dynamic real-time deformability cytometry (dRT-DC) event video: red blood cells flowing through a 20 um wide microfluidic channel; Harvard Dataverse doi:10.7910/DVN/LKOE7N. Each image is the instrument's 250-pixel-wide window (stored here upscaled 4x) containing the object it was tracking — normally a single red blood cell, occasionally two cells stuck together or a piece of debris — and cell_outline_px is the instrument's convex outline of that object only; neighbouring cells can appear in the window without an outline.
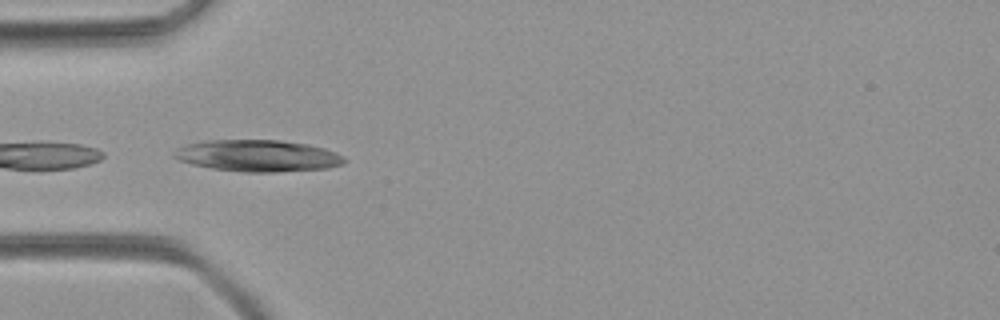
{"species": "common noctule bat (a hibernating species)", "species_latin": "Nyctalus noctula", "temperature_condition": "room temperature", "stored_images_in_passage": 4, "camera_frame_rate_fps": 3000, "um_per_image_px": 0.085, "animal": {"sex": "female", "body_mass_g": 21.9}, "frame": {"image": 1, "passage_image": 3, "time_ms": 0.667, "image_size_px": [1000, 320], "cell_outline_px": [[344, 164], [328, 168], [276, 172], [244, 172], [212, 168], [192, 164], [180, 160], [172, 156], [172, 152], [188, 144], [208, 140], [280, 140], [308, 144], [324, 148], [336, 152], [344, 156]], "centroid_in_image_um": [21.95, 13.24], "position_along_channel_um": 63.1, "area_um2": 31.33}}